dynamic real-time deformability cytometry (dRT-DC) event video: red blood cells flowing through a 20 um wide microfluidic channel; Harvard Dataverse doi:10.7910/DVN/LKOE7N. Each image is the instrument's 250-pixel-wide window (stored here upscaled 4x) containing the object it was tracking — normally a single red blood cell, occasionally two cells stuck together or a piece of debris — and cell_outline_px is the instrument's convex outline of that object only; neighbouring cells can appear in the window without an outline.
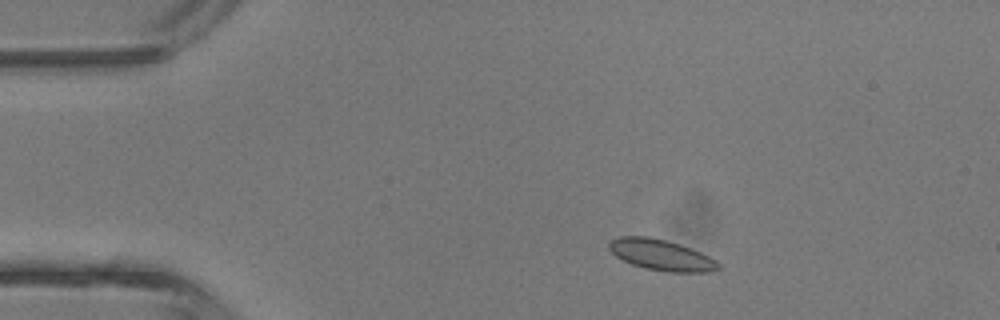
{"species": "common noctule bat (a hibernating species)", "species_latin": "Nyctalus noctula", "temperature_condition": "room temperature", "stored_images_in_passage": 3, "camera_frame_rate_fps": 3000, "um_per_image_px": 0.085, "animal": {"sex": "male", "body_mass_g": 13.3}, "frame": {"image": 1, "passage_image": 1, "time_ms": 0.0, "image_size_px": [1000, 320], "cell_outline_px": [[720, 268], [708, 272], [668, 272], [644, 268], [632, 264], [616, 256], [608, 248], [608, 244], [612, 240], [620, 236], [648, 236], [680, 244], [700, 252], [716, 260], [720, 264]], "centroid_in_image_um": [56.2, 21.67], "position_along_channel_um": 28.8, "area_um2": 19.54}}
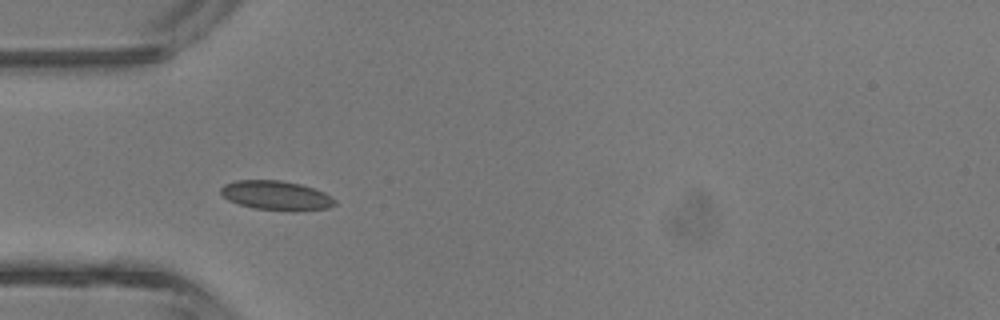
{"frame": {"image": 2, "passage_image": 2, "time_ms": 2.0, "image_size_px": [1000, 320], "cell_outline_px": [[336, 204], [328, 208], [292, 212], [252, 208], [228, 200], [220, 192], [220, 188], [224, 184], [236, 180], [280, 180], [300, 184], [324, 192], [332, 196], [336, 200]], "centroid_in_image_um": [23.49, 16.63], "position_along_channel_um": 61.5, "area_um2": 19.71}}
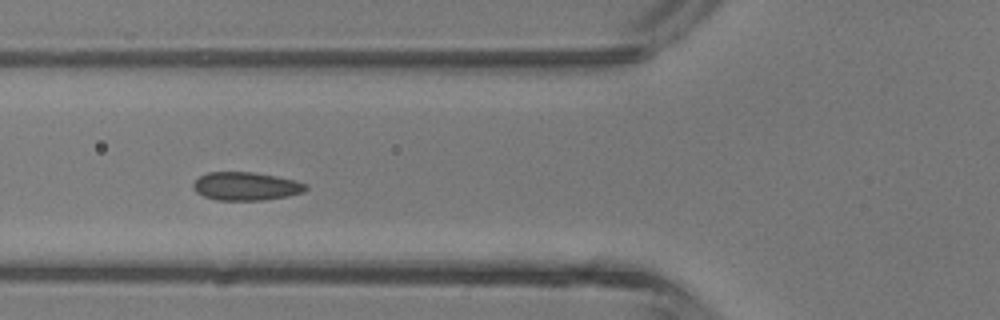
{"frame": {"image": 3, "passage_image": 3, "time_ms": 3.0, "image_size_px": [1000, 320], "cell_outline_px": [[308, 188], [304, 192], [288, 196], [264, 200], [216, 200], [204, 196], [196, 192], [192, 188], [192, 184], [200, 176], [208, 172], [252, 172], [276, 176], [296, 180], [308, 184]], "centroid_in_image_um": [20.93, 15.83], "position_along_channel_um": 104.9, "area_um2": 18.67}}